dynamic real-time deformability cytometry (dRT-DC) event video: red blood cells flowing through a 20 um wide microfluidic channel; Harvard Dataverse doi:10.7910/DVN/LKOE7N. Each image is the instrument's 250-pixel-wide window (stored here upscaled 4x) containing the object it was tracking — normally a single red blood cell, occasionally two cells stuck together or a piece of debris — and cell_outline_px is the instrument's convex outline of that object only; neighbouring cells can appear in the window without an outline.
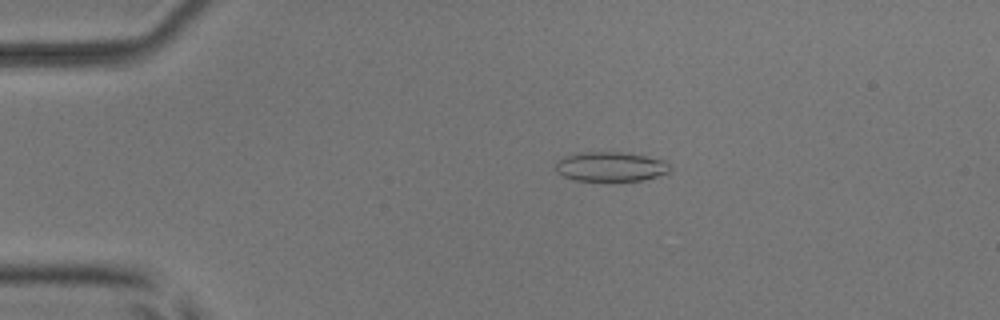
{"species": "common noctule bat (a hibernating species)", "species_latin": "Nyctalus noctula", "temperature_condition": "room temperature", "stored_images_in_passage": 33, "camera_frame_rate_fps": 3000, "um_per_image_px": 0.085, "animal": {"sex": "male", "body_mass_g": 17.9, "forearm_length_mm": 54.2}, "frame": {"image": 1, "passage_image": 2, "time_ms": 0.333, "image_size_px": [1000, 320], "cell_outline_px": [[672, 168], [668, 172], [644, 180], [572, 180], [556, 172], [556, 160], [564, 156], [580, 152], [620, 152], [644, 156], [664, 160]], "centroid_in_image_um": [51.86, 14.15], "position_along_channel_um": 33.1, "area_um2": 19.54}}
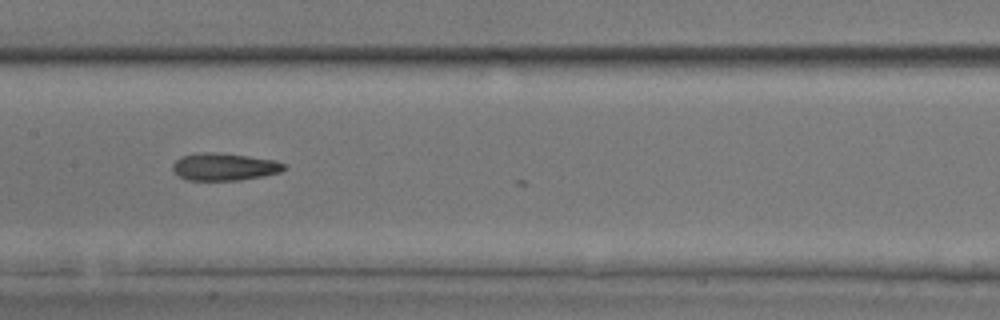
{"frame": {"image": 2, "passage_image": 18, "time_ms": 5.667, "image_size_px": [1000, 320], "cell_outline_px": [[284, 168], [280, 172], [264, 176], [240, 180], [188, 180], [180, 176], [172, 168], [172, 164], [180, 156], [200, 152], [220, 152], [276, 160], [284, 164]], "centroid_in_image_um": [19.05, 14.16], "position_along_channel_um": 188.3, "area_um2": 17.8}}
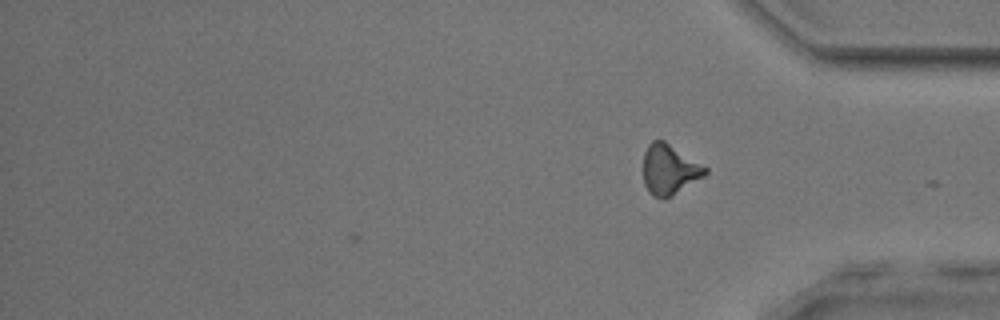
{"frame": {"image": 3, "passage_image": 33, "time_ms": 10.667, "image_size_px": [1000, 320], "cell_outline_px": [[708, 172], [704, 176], [672, 196], [664, 200], [652, 196], [648, 192], [644, 184], [644, 152], [648, 144], [652, 140], [664, 140], [708, 168]], "centroid_in_image_um": [56.89, 14.43], "position_along_channel_um": 378.3, "area_um2": 18.21}, "authors_computed_cell_mechanics": {"area_um2": 17.918, "velocity_mm_per_s": 3.8967, "shape_relaxation_time_tau1_ms": 7.9264, "shape_relaxation_time_tau2_ms": 3.3105, "deformation_change_tau1": 0.1918, "deformation_change_tau2": 0.1174}}